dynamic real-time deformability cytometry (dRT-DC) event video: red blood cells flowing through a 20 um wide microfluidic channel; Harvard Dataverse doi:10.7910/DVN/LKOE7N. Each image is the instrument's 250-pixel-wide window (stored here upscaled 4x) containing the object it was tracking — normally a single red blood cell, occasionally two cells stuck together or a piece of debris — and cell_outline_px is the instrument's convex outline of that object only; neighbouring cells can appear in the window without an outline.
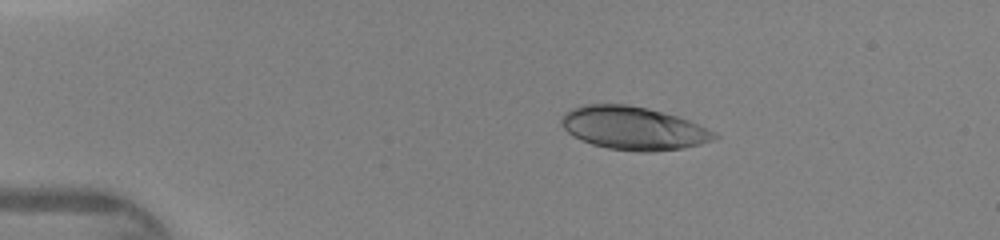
{"species": "human", "species_latin": "Homo sapiens", "temperature_condition": "warm", "stored_images_in_passage": 38, "camera_frame_rate_fps": 3000, "um_per_image_px": 0.085, "donor": {"sex": "female"}, "frame": {"image": 1, "passage_image": 1, "time_ms": 0.0, "image_size_px": [1000, 240], "cell_outline_px": [[720, 136], [712, 140], [700, 144], [684, 148], [652, 152], [640, 152], [608, 148], [592, 144], [568, 132], [560, 124], [560, 116], [564, 112], [572, 108], [584, 104], [628, 104], [648, 108], [676, 116], [688, 120], [716, 132]], "centroid_in_image_um": [53.83, 10.89], "position_along_channel_um": 31.2, "area_um2": 38.44}}
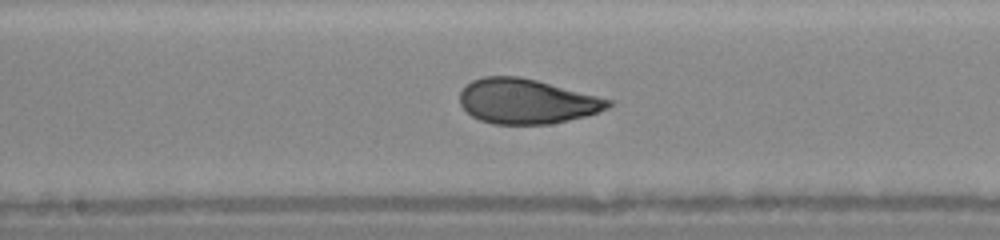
{"frame": {"image": 2, "passage_image": 17, "time_ms": 5.333, "image_size_px": [1000, 240], "cell_outline_px": [[612, 104], [608, 108], [584, 116], [568, 120], [548, 124], [492, 124], [480, 120], [472, 116], [460, 104], [460, 92], [472, 80], [484, 76], [520, 76], [536, 80], [612, 100]], "centroid_in_image_um": [44.73, 8.61], "position_along_channel_um": 203.5, "area_um2": 38.44}}
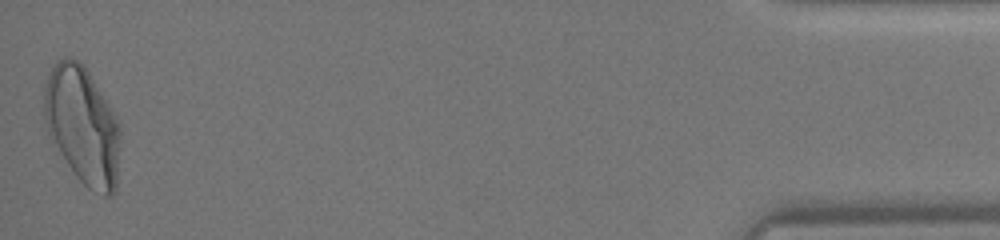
{"frame": {"image": 3, "passage_image": 38, "time_ms": 12.333, "image_size_px": [1000, 240], "cell_outline_px": [[120, 140], [116, 188], [112, 196], [104, 196], [88, 188], [76, 176], [48, 136], [44, 120], [44, 88], [48, 76], [56, 60], [64, 56], [72, 56], [84, 64], [120, 124]], "centroid_in_image_um": [7.0, 10.64], "position_along_channel_um": 428.2, "area_um2": 52.31}}